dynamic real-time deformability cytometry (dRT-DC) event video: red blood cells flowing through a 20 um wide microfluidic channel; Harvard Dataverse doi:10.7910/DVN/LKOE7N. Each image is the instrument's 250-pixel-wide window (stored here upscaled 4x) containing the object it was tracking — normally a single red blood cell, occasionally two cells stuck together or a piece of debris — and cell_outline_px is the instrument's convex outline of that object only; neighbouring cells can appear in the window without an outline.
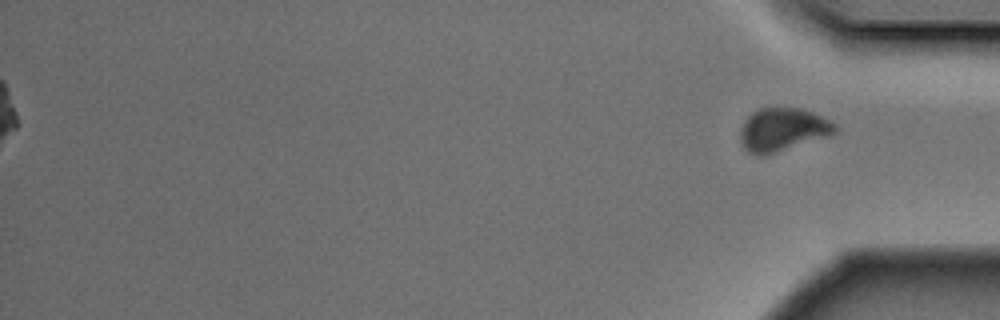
{"species": "Egyptian fruit bat (a non-hibernating species)", "species_latin": "Rousettus aegyptiacus", "temperature_condition": "cold", "stored_images_in_passage": 49, "segment_of_instrument_passage": [2, 2], "camera_frame_rate_fps": 3000, "um_per_image_px": 0.085, "animal": {"sex": "male"}, "frame": {"image": 1, "passage_image": 49, "time_ms": 16.0, "image_size_px": [1000, 320], "cell_outline_px": [[836, 132], [832, 136], [764, 156], [756, 156], [748, 152], [744, 148], [740, 140], [740, 132], [744, 120], [752, 112], [760, 108], [800, 108], [812, 112], [836, 124]], "centroid_in_image_um": [66.52, 11.04], "position_along_channel_um": 368.7, "area_um2": 24.1}}